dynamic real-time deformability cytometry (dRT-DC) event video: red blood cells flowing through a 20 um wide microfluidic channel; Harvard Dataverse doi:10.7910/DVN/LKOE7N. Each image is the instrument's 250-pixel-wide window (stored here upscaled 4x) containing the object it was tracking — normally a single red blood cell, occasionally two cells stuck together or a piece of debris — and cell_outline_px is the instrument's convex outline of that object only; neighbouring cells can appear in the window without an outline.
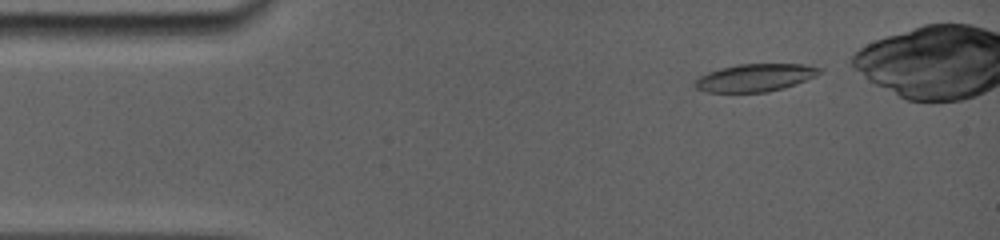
{"species": "common noctule bat (a hibernating species)", "species_latin": "Nyctalus noctula", "temperature_condition": "room temperature", "stored_images_in_passage": 75, "camera_frame_rate_fps": 5000, "um_per_image_px": 0.085, "animal": {"sex": "female", "body_mass_g": 19.0, "forearm_length_mm": 56.7}, "frame": {"image": 1, "passage_image": 3, "time_ms": 0.4, "image_size_px": [1000, 240], "cell_outline_px": [[824, 72], [816, 76], [796, 84], [784, 88], [768, 92], [704, 92], [696, 88], [692, 84], [700, 76], [708, 72], [720, 68], [736, 64], [804, 64], [820, 68]], "centroid_in_image_um": [64.19, 6.6], "position_along_channel_um": 20.8, "area_um2": 20.23}}
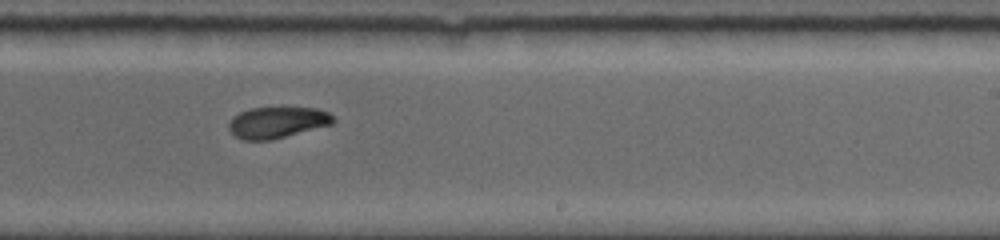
{"frame": {"image": 2, "passage_image": 44, "time_ms": 8.6, "image_size_px": [1000, 240], "cell_outline_px": [[336, 120], [332, 124], [272, 140], [244, 140], [236, 136], [228, 128], [228, 124], [232, 116], [240, 112], [252, 108], [316, 108], [328, 112]], "centroid_in_image_um": [23.55, 10.41], "position_along_channel_um": 265.4, "area_um2": 18.9}}
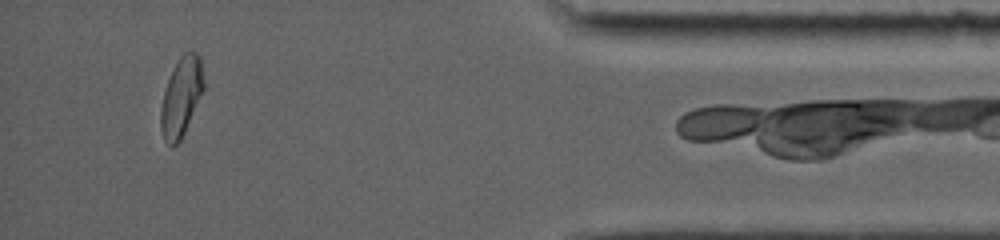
{"frame": {"image": 3, "passage_image": 69, "time_ms": 13.6, "image_size_px": [1000, 240], "cell_outline_px": [[204, 88], [184, 132], [180, 140], [172, 148], [164, 140], [160, 128], [160, 108], [164, 88], [180, 56], [184, 52], [196, 52], [200, 56], [204, 80]], "centroid_in_image_um": [15.39, 8.24], "position_along_channel_um": 419.8, "area_um2": 19.59}, "authors_computed_cell_mechanics": {"area_um2": 19.8254, "velocity_mm_per_s": 3.8254, "shape_relaxation_time_tau1_ms": 10.1036, "shape_relaxation_time_tau2_ms": 3.0565, "deformation_change_tau1": 0.2681, "deformation_change_tau2": 0.067}}